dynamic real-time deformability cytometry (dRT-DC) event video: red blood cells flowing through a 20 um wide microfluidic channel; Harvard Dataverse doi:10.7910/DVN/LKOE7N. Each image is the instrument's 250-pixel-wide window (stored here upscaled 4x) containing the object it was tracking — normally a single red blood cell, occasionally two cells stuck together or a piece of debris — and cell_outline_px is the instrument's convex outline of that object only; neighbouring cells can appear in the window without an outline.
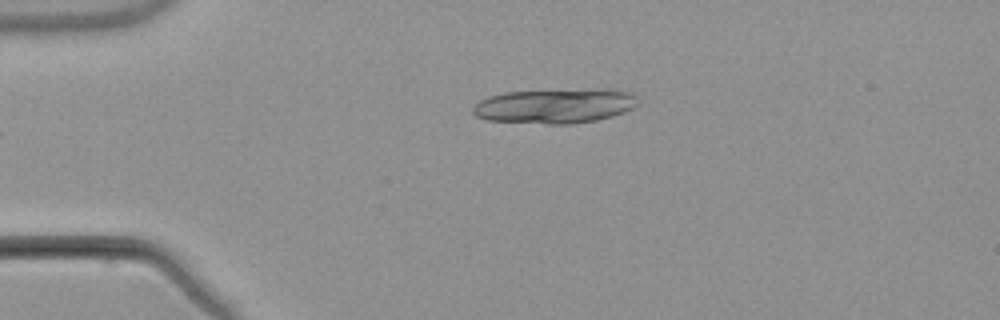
{"species": "common noctule bat (a hibernating species)", "species_latin": "Nyctalus noctula", "temperature_condition": "warm", "stored_images_in_passage": 3, "camera_frame_rate_fps": 3000, "um_per_image_px": 0.085, "animal": {"sex": "male", "body_mass_g": 21.5, "forearm_length_mm": 52.0}, "frame": {"image": 1, "passage_image": 3, "time_ms": 2.667, "image_size_px": [1000, 320], "cell_outline_px": [[636, 104], [632, 108], [624, 112], [612, 116], [596, 120], [572, 124], [548, 124], [488, 120], [476, 116], [472, 112], [472, 108], [480, 100], [488, 96], [504, 92], [600, 88], [612, 88], [628, 92], [636, 96]], "centroid_in_image_um": [47.17, 8.99], "position_along_channel_um": 37.8, "area_um2": 33.58}}